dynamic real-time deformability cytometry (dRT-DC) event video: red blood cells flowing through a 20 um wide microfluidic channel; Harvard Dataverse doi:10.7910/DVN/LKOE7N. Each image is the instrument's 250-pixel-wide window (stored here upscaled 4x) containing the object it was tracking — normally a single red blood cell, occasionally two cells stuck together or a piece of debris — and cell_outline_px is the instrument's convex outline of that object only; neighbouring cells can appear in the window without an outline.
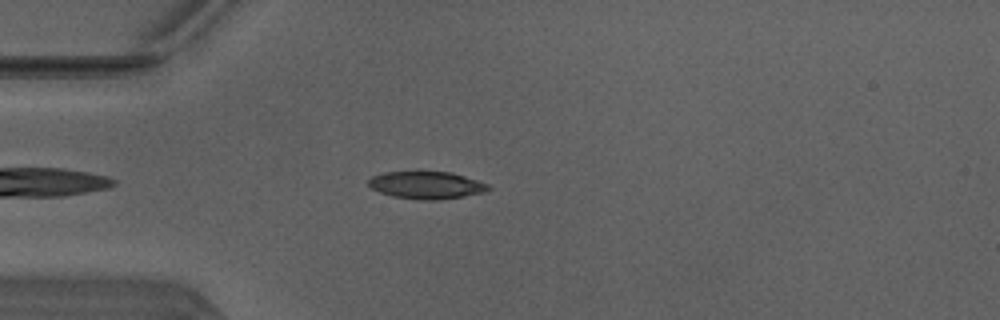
{"species": "Egyptian fruit bat (a non-hibernating species)", "species_latin": "Rousettus aegyptiacus", "temperature_condition": "warm", "stored_images_in_passage": 41, "camera_frame_rate_fps": 3000, "um_per_image_px": 0.085, "animal": {"sex": "male"}, "frame": {"image": 1, "passage_image": 5, "time_ms": 1.333, "image_size_px": [1000, 320], "cell_outline_px": [[492, 188], [480, 192], [464, 196], [436, 200], [420, 200], [392, 196], [380, 192], [372, 188], [368, 184], [368, 180], [372, 176], [384, 172], [452, 172], [488, 184]], "centroid_in_image_um": [36.22, 15.73], "position_along_channel_um": 48.8, "area_um2": 18.9}}
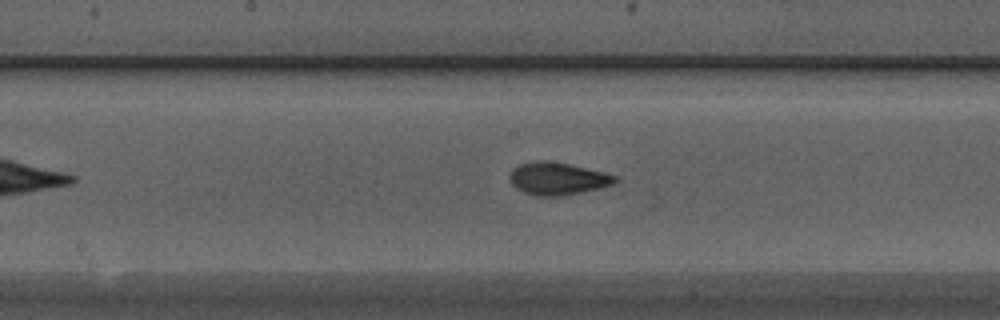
{"frame": {"image": 2, "passage_image": 17, "time_ms": 5.333, "image_size_px": [1000, 320], "cell_outline_px": [[620, 180], [612, 184], [600, 188], [564, 196], [536, 196], [524, 192], [516, 188], [508, 180], [508, 176], [512, 168], [520, 164], [536, 160], [548, 160], [568, 164], [604, 172], [616, 176]], "centroid_in_image_um": [47.36, 15.18], "position_along_channel_um": 200.8, "area_um2": 20.17}}
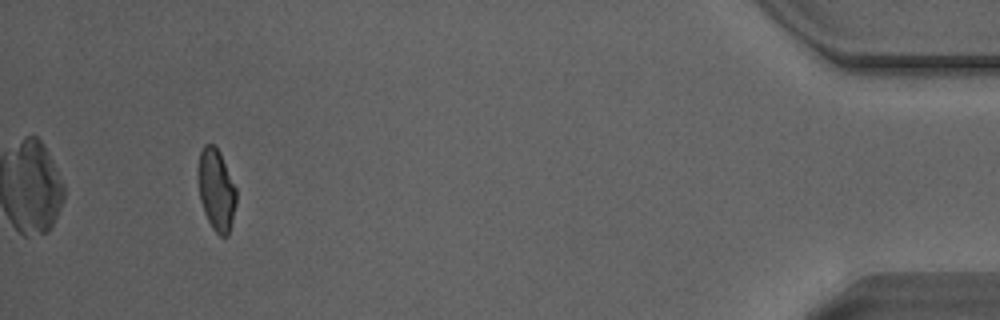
{"frame": {"image": 3, "passage_image": 38, "time_ms": 12.333, "image_size_px": [1000, 320], "cell_outline_px": [[236, 204], [228, 236], [220, 236], [212, 228], [204, 212], [200, 200], [200, 152], [204, 144], [212, 144], [220, 152], [236, 188]], "centroid_in_image_um": [18.42, 16.17], "position_along_channel_um": 416.8, "area_um2": 17.63}, "authors_computed_cell_mechanics": {"area_um2": 19.0162, "velocity_mm_per_s": 4.128, "shape_relaxation_time_tau1_ms": 4.2366, "shape_relaxation_time_tau2_ms": 1.8322, "deformation_change_tau1": 0.1567, "deformation_change_tau2": 0.0816}}